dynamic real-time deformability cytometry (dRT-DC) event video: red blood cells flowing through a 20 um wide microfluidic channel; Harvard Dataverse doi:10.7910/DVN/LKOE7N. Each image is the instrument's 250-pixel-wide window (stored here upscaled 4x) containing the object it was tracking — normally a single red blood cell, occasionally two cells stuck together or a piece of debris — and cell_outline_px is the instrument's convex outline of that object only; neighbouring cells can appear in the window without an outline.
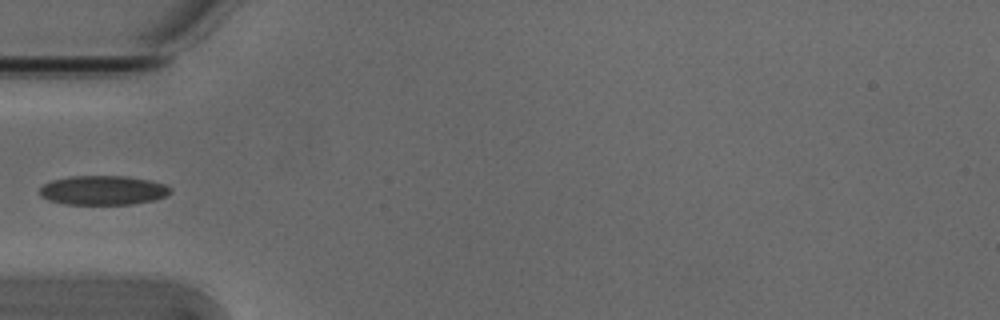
{"species": "Egyptian fruit bat (a non-hibernating species)", "species_latin": "Rousettus aegyptiacus", "temperature_condition": "cold", "stored_images_in_passage": 5, "camera_frame_rate_fps": 3000, "um_per_image_px": 0.085, "animal": {"sex": "male"}, "frame": {"image": 1, "passage_image": 5, "time_ms": 1.333, "image_size_px": [1000, 320], "cell_outline_px": [[172, 192], [168, 196], [152, 200], [132, 204], [64, 204], [48, 200], [40, 196], [40, 188], [44, 184], [52, 180], [72, 176], [128, 176], [148, 180], [164, 184], [172, 188]], "centroid_in_image_um": [8.77, 16.17], "position_along_channel_um": 76.2, "area_um2": 22.37}}